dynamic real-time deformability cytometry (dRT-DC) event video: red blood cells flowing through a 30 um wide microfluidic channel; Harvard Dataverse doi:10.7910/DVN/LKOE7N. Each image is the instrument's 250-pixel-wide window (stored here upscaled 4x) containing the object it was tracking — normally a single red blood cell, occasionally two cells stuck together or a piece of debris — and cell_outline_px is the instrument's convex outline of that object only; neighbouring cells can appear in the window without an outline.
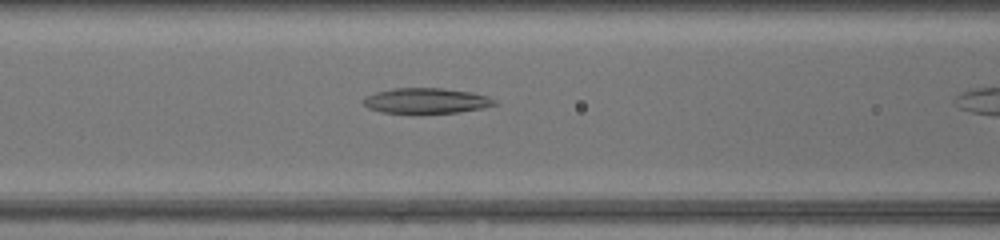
{"species": "common noctule bat (a hibernating species)", "species_latin": "Nyctalus noctula", "temperature_condition": "warm", "stored_images_in_passage": 8, "camera_frame_rate_fps": 3000, "um_per_image_px": 0.085, "animal": {"sex": "female", "body_mass_g": 17.0, "forearm_length_mm": 48.0}, "frame": {"image": 1, "passage_image": 7, "time_ms": 2.0, "image_size_px": [1000, 240], "cell_outline_px": [[496, 104], [480, 108], [456, 112], [380, 112], [368, 108], [364, 104], [364, 96], [376, 92], [392, 88], [440, 88], [472, 92], [496, 100]], "centroid_in_image_um": [36.17, 8.54], "position_along_channel_um": 130.4, "area_um2": 18.9}}